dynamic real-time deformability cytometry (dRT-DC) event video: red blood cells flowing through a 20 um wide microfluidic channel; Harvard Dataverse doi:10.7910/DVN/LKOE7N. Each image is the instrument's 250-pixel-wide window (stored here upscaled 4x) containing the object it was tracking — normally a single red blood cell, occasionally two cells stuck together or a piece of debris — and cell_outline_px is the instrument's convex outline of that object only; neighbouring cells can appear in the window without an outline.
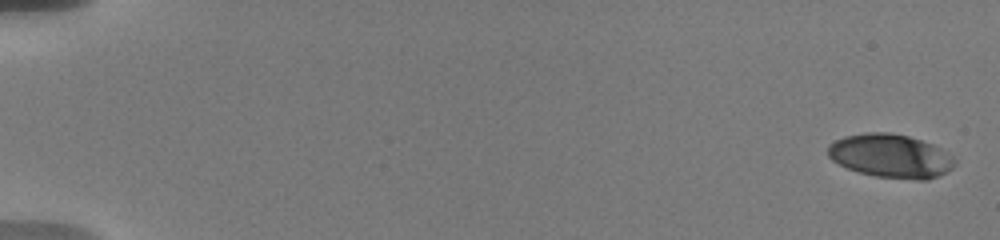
{"species": "human", "species_latin": "Homo sapiens", "temperature_condition": "warm", "stored_images_in_passage": 20, "camera_frame_rate_fps": 3000, "um_per_image_px": 0.085, "donor": {"sex": "male"}, "frame": {"image": 1, "passage_image": 1, "time_ms": 0.0, "image_size_px": [1000, 240], "cell_outline_px": [[956, 164], [952, 168], [928, 180], [916, 180], [876, 176], [860, 172], [848, 168], [832, 160], [828, 156], [828, 144], [844, 136], [864, 132], [888, 132], [908, 136], [932, 144], [940, 148], [952, 156]], "centroid_in_image_um": [75.69, 13.25], "position_along_channel_um": 9.3, "area_um2": 32.08}}
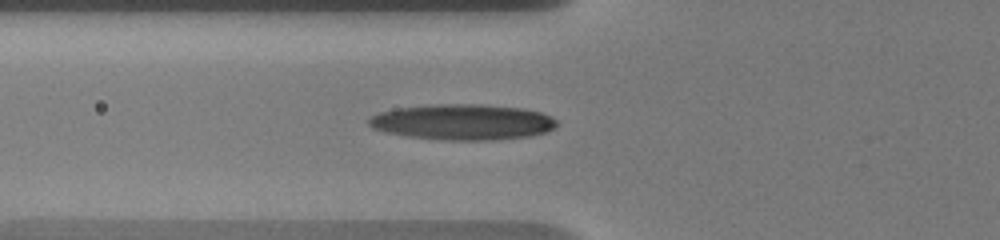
{"frame": {"image": 2, "passage_image": 17, "time_ms": 7.0, "image_size_px": [1000, 240], "cell_outline_px": [[556, 128], [548, 132], [532, 136], [492, 140], [444, 140], [408, 136], [388, 132], [372, 128], [368, 124], [368, 120], [372, 116], [380, 112], [396, 108], [432, 104], [480, 104], [524, 108], [540, 112], [556, 120]], "centroid_in_image_um": [39.35, 10.37], "position_along_channel_um": 86.4, "area_um2": 39.19}}
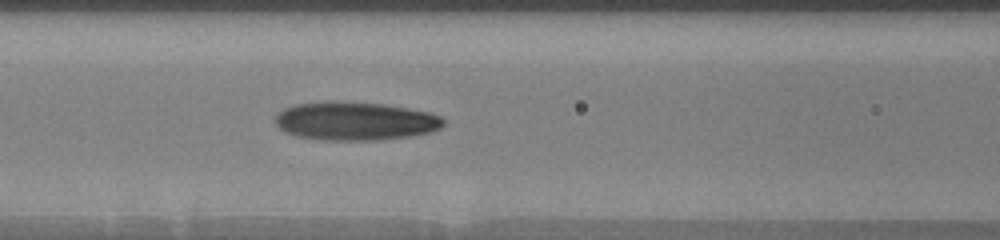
{"frame": {"image": 3, "passage_image": 20, "time_ms": 8.333, "image_size_px": [1000, 240], "cell_outline_px": [[444, 124], [440, 128], [432, 132], [408, 136], [376, 140], [328, 140], [296, 136], [284, 132], [276, 124], [276, 116], [284, 108], [296, 104], [324, 100], [336, 100], [384, 104], [428, 112], [440, 116], [444, 120]], "centroid_in_image_um": [30.17, 10.27], "position_along_channel_um": 136.4, "area_um2": 37.8}}